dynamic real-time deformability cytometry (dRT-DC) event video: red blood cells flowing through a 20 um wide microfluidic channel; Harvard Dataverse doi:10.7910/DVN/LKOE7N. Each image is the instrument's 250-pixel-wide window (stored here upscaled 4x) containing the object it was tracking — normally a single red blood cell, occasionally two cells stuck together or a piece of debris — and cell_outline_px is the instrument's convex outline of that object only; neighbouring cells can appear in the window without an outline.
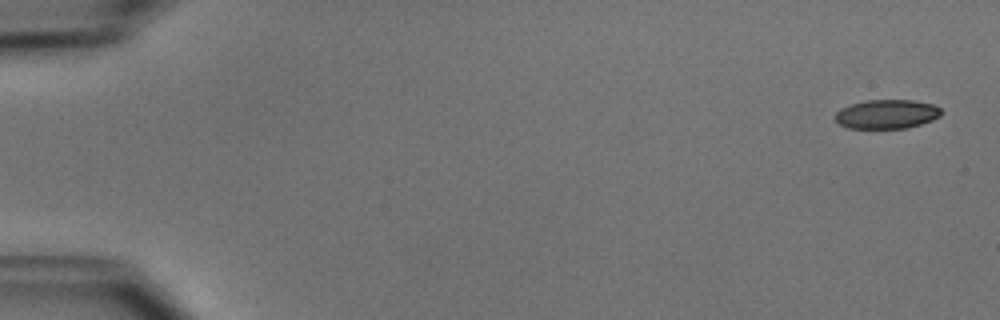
{"species": "common noctule bat (a hibernating species)", "species_latin": "Nyctalus noctula", "temperature_condition": "cold", "stored_images_in_passage": 51, "camera_frame_rate_fps": 3000, "um_per_image_px": 0.085, "animal": {"sex": "male", "body_mass_g": 15.6}, "frame": {"image": 1, "passage_image": 1, "time_ms": 0.0, "image_size_px": [1000, 320], "cell_outline_px": [[940, 116], [932, 120], [908, 128], [848, 128], [840, 124], [832, 116], [840, 108], [864, 100], [912, 100], [932, 104], [940, 108]], "centroid_in_image_um": [75.34, 9.7], "position_along_channel_um": 9.7, "area_um2": 17.98}}
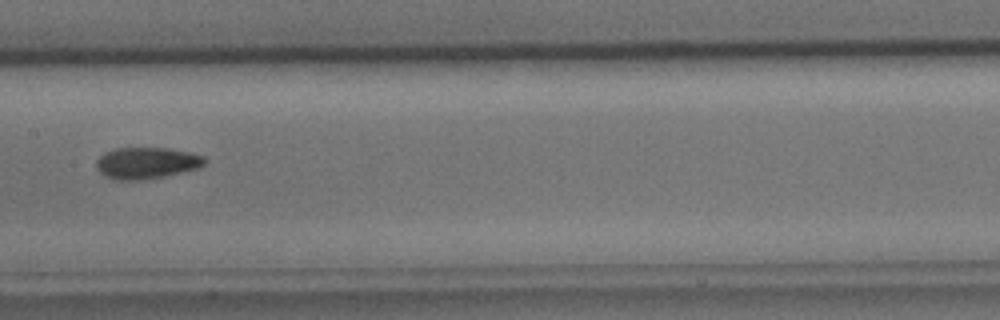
{"frame": {"image": 2, "passage_image": 26, "time_ms": 8.333, "image_size_px": [1000, 320], "cell_outline_px": [[208, 160], [200, 168], [164, 176], [144, 180], [116, 180], [100, 172], [96, 168], [96, 160], [104, 152], [116, 148], [168, 148], [188, 152], [204, 156]], "centroid_in_image_um": [12.47, 13.85], "position_along_channel_um": 194.9, "area_um2": 19.94}}
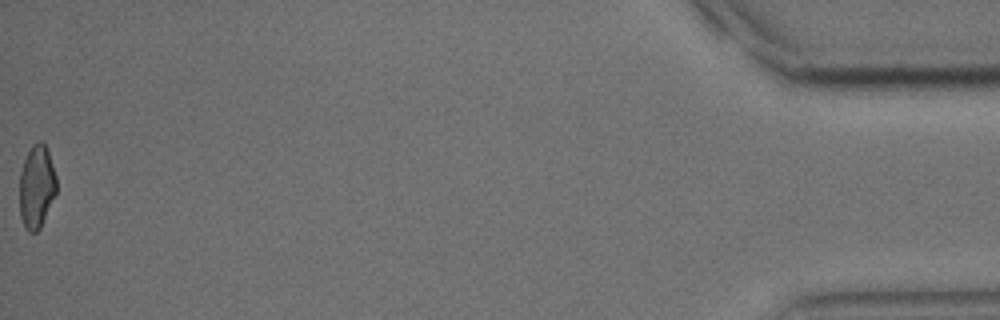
{"frame": {"image": 3, "passage_image": 51, "time_ms": 16.667, "image_size_px": [1000, 320], "cell_outline_px": [[56, 192], [40, 228], [36, 232], [28, 232], [24, 228], [20, 216], [20, 172], [24, 160], [32, 144], [36, 140], [44, 140], [48, 148], [56, 176]], "centroid_in_image_um": [3.11, 15.82], "position_along_channel_um": 432.1, "area_um2": 18.09}, "authors_computed_cell_mechanics": {"area_um2": 19.2474, "velocity_mm_per_s": 3.9368, "shape_relaxation_time_tau1_ms": 3.5169, "shape_relaxation_time_tau2_ms": 5.5274, "deformation_change_tau1": 0.0993, "deformation_change_tau2": 0.0962}}